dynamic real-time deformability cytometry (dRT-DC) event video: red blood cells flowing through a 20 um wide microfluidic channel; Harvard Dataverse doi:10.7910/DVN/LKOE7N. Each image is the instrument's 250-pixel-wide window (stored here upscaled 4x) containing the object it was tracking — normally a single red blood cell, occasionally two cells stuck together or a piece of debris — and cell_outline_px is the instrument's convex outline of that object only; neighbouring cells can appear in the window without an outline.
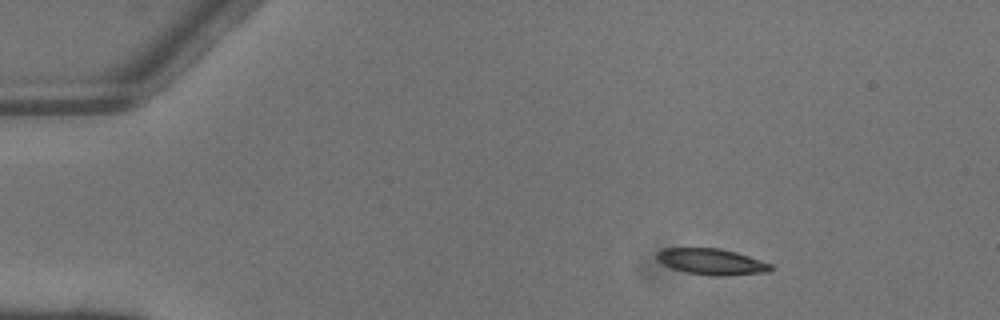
{"species": "common noctule bat (a hibernating species)", "species_latin": "Nyctalus noctula", "temperature_condition": "warm", "stored_images_in_passage": 3, "camera_frame_rate_fps": 3000, "um_per_image_px": 0.085, "animal": {"sex": "male", "body_mass_g": 13.3}, "frame": {"image": 1, "passage_image": 1, "time_ms": 0.0, "image_size_px": [1000, 320], "cell_outline_px": [[772, 272], [720, 276], [712, 276], [688, 272], [672, 268], [656, 260], [656, 252], [660, 248], [720, 248], [736, 252], [772, 264]], "centroid_in_image_um": [60.48, 22.24], "position_along_channel_um": 24.5, "area_um2": 17.4}}